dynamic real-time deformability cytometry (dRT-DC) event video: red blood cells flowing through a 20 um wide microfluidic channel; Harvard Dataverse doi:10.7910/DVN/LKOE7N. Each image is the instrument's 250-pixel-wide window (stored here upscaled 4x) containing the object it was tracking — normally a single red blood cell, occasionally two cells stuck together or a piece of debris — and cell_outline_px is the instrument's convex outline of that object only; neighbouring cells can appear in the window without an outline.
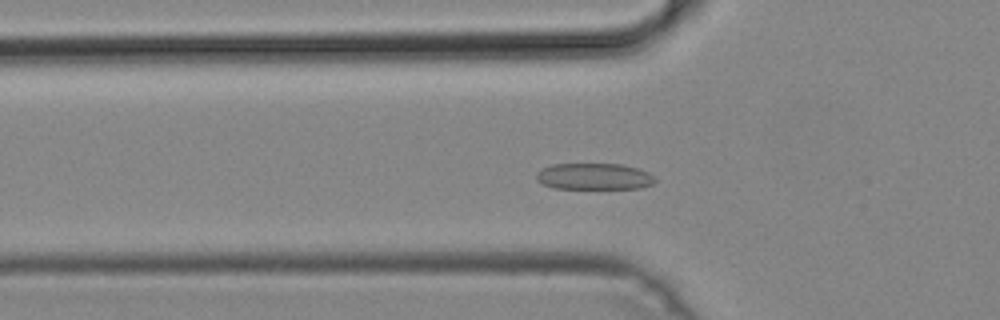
{"species": "common noctule bat (a hibernating species)", "species_latin": "Nyctalus noctula", "temperature_condition": "cold", "stored_images_in_passage": 51, "camera_frame_rate_fps": 3000, "um_per_image_px": 0.085, "animal": {"sex": "male", "body_mass_g": 19.2, "forearm_length_mm": 51.8}, "frame": {"image": 1, "passage_image": 17, "time_ms": 5.333, "image_size_px": [1000, 320], "cell_outline_px": [[656, 180], [652, 184], [640, 188], [552, 188], [536, 180], [536, 172], [540, 168], [552, 164], [624, 164], [640, 168], [656, 176]], "centroid_in_image_um": [50.51, 14.98], "position_along_channel_um": 75.3, "area_um2": 18.5}}
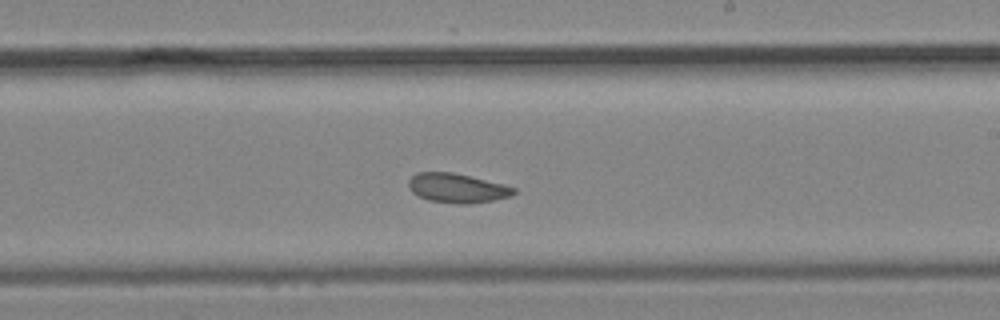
{"frame": {"image": 2, "passage_image": 30, "time_ms": 9.667, "image_size_px": [1000, 320], "cell_outline_px": [[516, 192], [512, 196], [492, 200], [464, 204], [460, 204], [428, 200], [412, 192], [408, 184], [408, 180], [416, 172], [452, 172], [504, 184], [516, 188]], "centroid_in_image_um": [38.86, 15.98], "position_along_channel_um": 250.1, "area_um2": 17.86}}
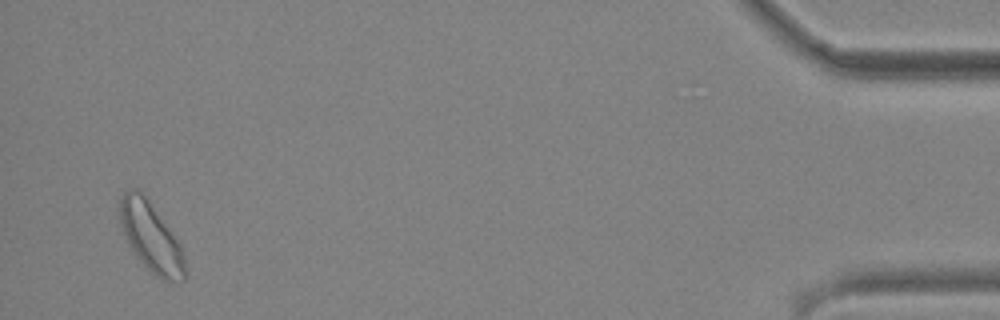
{"frame": {"image": 3, "passage_image": 49, "time_ms": 16.0, "image_size_px": [1000, 320], "cell_outline_px": [[188, 276], [184, 280], [168, 284], [160, 280], [136, 256], [120, 224], [120, 196], [128, 188], [136, 188], [144, 196], [180, 244], [184, 256], [188, 272]], "centroid_in_image_um": [12.88, 20.24], "position_along_channel_um": 422.3, "area_um2": 26.01}}